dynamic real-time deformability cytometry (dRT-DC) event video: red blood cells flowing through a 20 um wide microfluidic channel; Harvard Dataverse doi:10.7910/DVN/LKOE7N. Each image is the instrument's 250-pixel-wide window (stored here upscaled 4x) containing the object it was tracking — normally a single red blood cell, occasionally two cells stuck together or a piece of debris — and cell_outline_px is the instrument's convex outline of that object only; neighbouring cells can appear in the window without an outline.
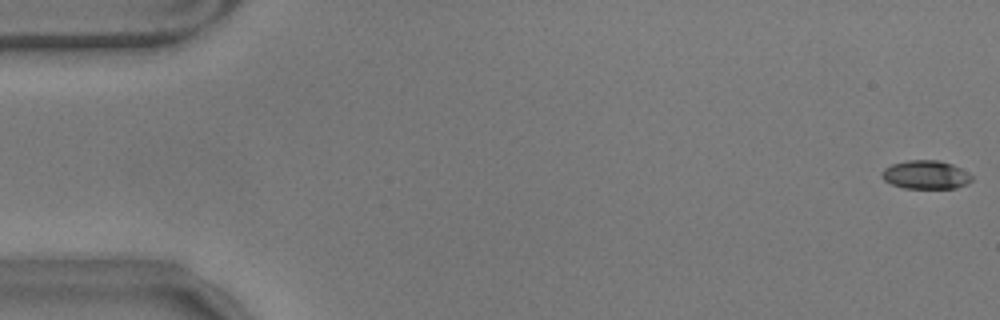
{"species": "common noctule bat (a hibernating species)", "species_latin": "Nyctalus noctula", "temperature_condition": "warm", "stored_images_in_passage": 58, "camera_frame_rate_fps": 3000, "um_per_image_px": 0.085, "animal": {"sex": "male", "body_mass_g": 17.9}, "frame": {"image": 1, "passage_image": 1, "time_ms": 0.0, "image_size_px": [1000, 320], "cell_outline_px": [[972, 180], [968, 184], [956, 188], [904, 188], [892, 184], [884, 180], [880, 176], [880, 172], [884, 168], [892, 164], [908, 160], [936, 160], [952, 164], [960, 168], [972, 176]], "centroid_in_image_um": [78.67, 14.85], "position_along_channel_um": 6.3, "area_um2": 14.97}}
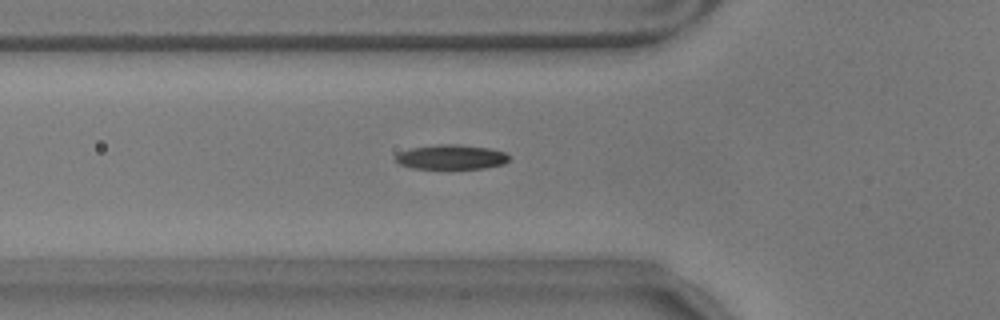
{"frame": {"image": 2, "passage_image": 20, "time_ms": 6.333, "image_size_px": [1000, 320], "cell_outline_px": [[508, 160], [504, 164], [484, 168], [412, 168], [400, 164], [396, 160], [396, 156], [400, 152], [412, 148], [436, 144], [452, 144], [488, 148], [504, 152], [508, 156]], "centroid_in_image_um": [38.35, 13.35], "position_along_channel_um": 87.4, "area_um2": 15.95}}
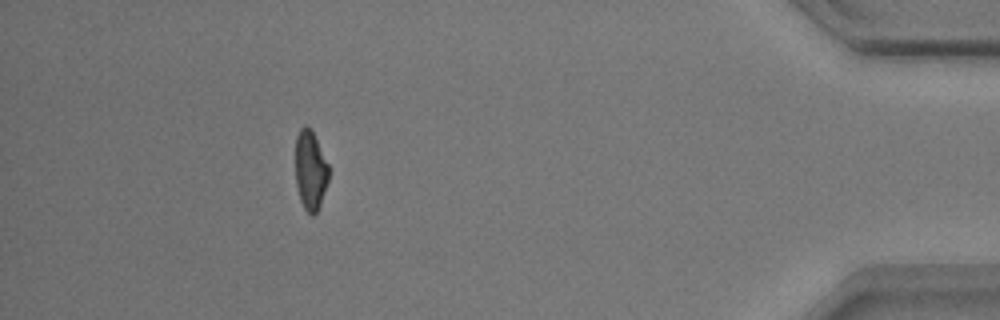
{"frame": {"image": 3, "passage_image": 52, "time_ms": 17.0, "image_size_px": [1000, 320], "cell_outline_px": [[328, 180], [320, 204], [316, 212], [312, 216], [304, 208], [300, 200], [296, 184], [296, 136], [300, 128], [304, 124], [312, 132], [328, 164]], "centroid_in_image_um": [26.37, 14.49], "position_along_channel_um": 408.8, "area_um2": 15.03}, "authors_computed_cell_mechanics": {"area_um2": 16.1262, "velocity_mm_per_s": 3.5341, "shape_relaxation_time_tau1_ms": 5.1445, "shape_relaxation_time_tau2_ms": 4.0921, "deformation_change_tau1": 0.1827, "deformation_change_tau2": 0.0866}}